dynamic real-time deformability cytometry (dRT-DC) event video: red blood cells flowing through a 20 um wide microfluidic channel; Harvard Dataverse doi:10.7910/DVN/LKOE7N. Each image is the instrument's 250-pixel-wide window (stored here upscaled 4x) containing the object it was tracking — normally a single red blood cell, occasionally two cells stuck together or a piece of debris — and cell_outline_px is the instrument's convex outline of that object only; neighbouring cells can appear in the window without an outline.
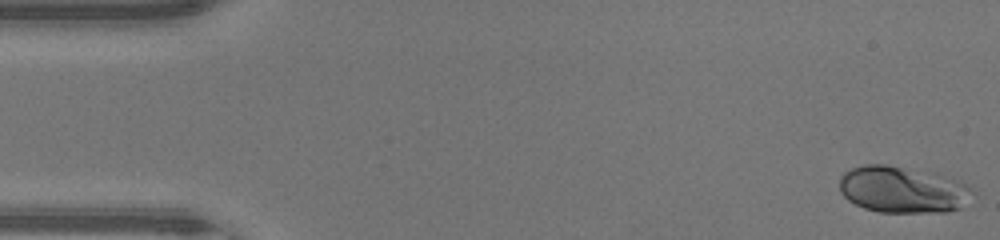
{"species": "human", "species_latin": "Homo sapiens", "temperature_condition": "warm", "stored_images_in_passage": 47, "camera_frame_rate_fps": 3000, "um_per_image_px": 0.085, "donor": {"sex": "male"}, "frame": {"image": 1, "passage_image": 1, "time_ms": 0.0, "image_size_px": [1000, 240], "cell_outline_px": [[976, 196], [960, 208], [948, 212], [880, 212], [864, 208], [848, 200], [840, 192], [840, 176], [844, 172], [852, 168], [864, 164], [884, 164], [944, 176], [956, 180], [972, 188], [976, 192]], "centroid_in_image_um": [76.74, 16.14], "position_along_channel_um": 8.3, "area_um2": 36.07}}
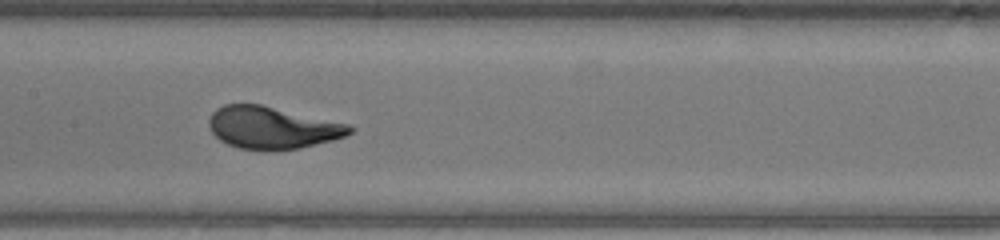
{"frame": {"image": 2, "passage_image": 23, "time_ms": 7.333, "image_size_px": [1000, 240], "cell_outline_px": [[356, 128], [352, 132], [344, 136], [332, 140], [300, 148], [240, 148], [228, 144], [220, 140], [212, 132], [208, 124], [208, 120], [212, 112], [216, 108], [224, 104], [260, 104], [348, 124]], "centroid_in_image_um": [23.12, 10.82], "position_along_channel_um": 184.3, "area_um2": 33.87}}
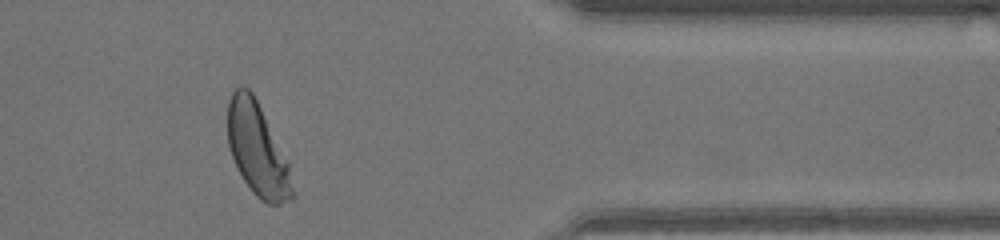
{"frame": {"image": 3, "passage_image": 39, "time_ms": 12.667, "image_size_px": [1000, 240], "cell_outline_px": [[296, 196], [292, 200], [280, 204], [268, 204], [260, 200], [252, 192], [244, 180], [232, 156], [228, 144], [228, 100], [232, 92], [240, 84], [244, 84], [252, 92], [288, 160]], "centroid_in_image_um": [21.91, 12.73], "position_along_channel_um": 389.5, "area_um2": 35.14}, "authors_computed_cell_mechanics": {"area_um2": 34.3332, "velocity_mm_per_s": 4.3305, "shape_relaxation_time_tau1_ms": 2.313, "shape_relaxation_time_tau2_ms": null, "deformation_change_tau1": 0.1452, "deformation_change_tau2": null}}